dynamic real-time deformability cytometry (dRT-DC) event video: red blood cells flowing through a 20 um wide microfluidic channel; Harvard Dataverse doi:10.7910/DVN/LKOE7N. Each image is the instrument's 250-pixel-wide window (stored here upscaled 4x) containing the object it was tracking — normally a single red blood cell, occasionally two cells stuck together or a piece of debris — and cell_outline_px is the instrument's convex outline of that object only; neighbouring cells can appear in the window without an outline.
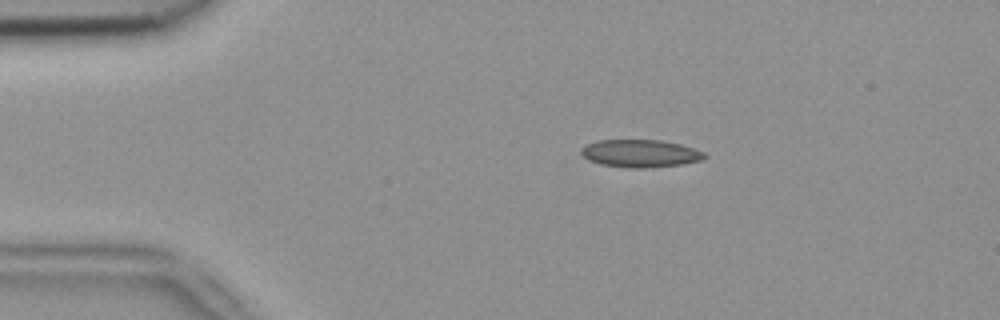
{"species": "common noctule bat (a hibernating species)", "species_latin": "Nyctalus noctula", "temperature_condition": "room temperature", "stored_images_in_passage": 6, "camera_frame_rate_fps": 3000, "um_per_image_px": 0.085, "animal": {"sex": "female", "body_mass_g": 18.4}, "frame": {"image": 1, "passage_image": 3, "time_ms": 0.667, "image_size_px": [1000, 320], "cell_outline_px": [[708, 156], [704, 160], [680, 164], [644, 168], [628, 168], [600, 164], [588, 160], [580, 152], [580, 148], [596, 140], [660, 140], [680, 144], [704, 152]], "centroid_in_image_um": [54.42, 13.04], "position_along_channel_um": 30.6, "area_um2": 19.88}}
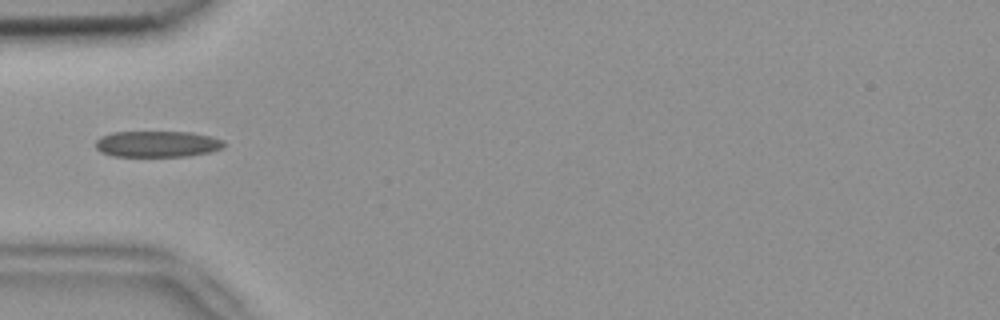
{"frame": {"image": 2, "passage_image": 5, "time_ms": 1.333, "image_size_px": [1000, 320], "cell_outline_px": [[224, 148], [208, 152], [184, 156], [112, 156], [100, 152], [96, 148], [96, 140], [100, 136], [112, 132], [192, 132], [212, 136], [224, 140]], "centroid_in_image_um": [13.36, 12.23], "position_along_channel_um": 71.6, "area_um2": 19.65}}